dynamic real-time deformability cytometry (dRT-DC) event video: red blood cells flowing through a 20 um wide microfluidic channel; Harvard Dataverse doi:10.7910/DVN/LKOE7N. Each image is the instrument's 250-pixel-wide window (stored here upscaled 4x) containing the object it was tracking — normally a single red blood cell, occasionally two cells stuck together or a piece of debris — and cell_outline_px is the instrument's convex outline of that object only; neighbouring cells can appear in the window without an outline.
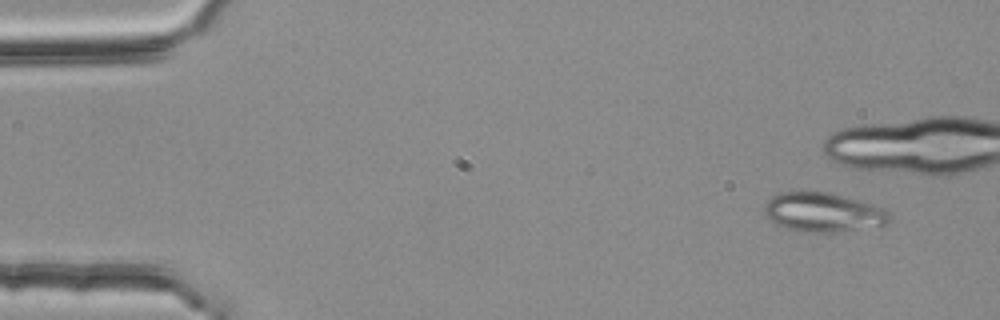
{"species": "common noctule bat (a hibernating species)", "species_latin": "Nyctalus noctula", "temperature_condition": "room temperature", "stored_images_in_passage": 5, "camera_frame_rate_fps": 3000, "um_per_image_px": 0.085, "animal": {"sex": "female", "body_mass_g": 25.1}, "frame": {"image": 1, "passage_image": 1, "time_ms": 0.0, "image_size_px": [1000, 320], "cell_outline_px": [[892, 220], [884, 224], [828, 232], [804, 232], [784, 228], [768, 220], [764, 216], [764, 204], [772, 196], [780, 192], [828, 192], [872, 204], [884, 208], [892, 216]], "centroid_in_image_um": [69.89, 18.04], "position_along_channel_um": 15.1, "area_um2": 28.32}}
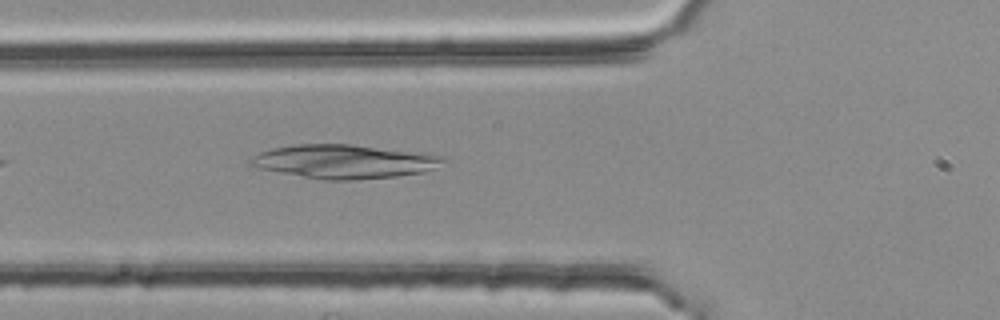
{"frame": {"image": 2, "passage_image": 5, "time_ms": 1.333, "image_size_px": [1000, 320], "cell_outline_px": [[448, 160], [436, 168], [424, 172], [396, 176], [356, 180], [324, 180], [260, 168], [248, 164], [248, 160], [252, 156], [260, 152], [272, 148], [296, 144], [352, 144], [428, 152], [448, 156]], "centroid_in_image_um": [29.38, 13.71], "position_along_channel_um": 96.4, "area_um2": 38.49}}